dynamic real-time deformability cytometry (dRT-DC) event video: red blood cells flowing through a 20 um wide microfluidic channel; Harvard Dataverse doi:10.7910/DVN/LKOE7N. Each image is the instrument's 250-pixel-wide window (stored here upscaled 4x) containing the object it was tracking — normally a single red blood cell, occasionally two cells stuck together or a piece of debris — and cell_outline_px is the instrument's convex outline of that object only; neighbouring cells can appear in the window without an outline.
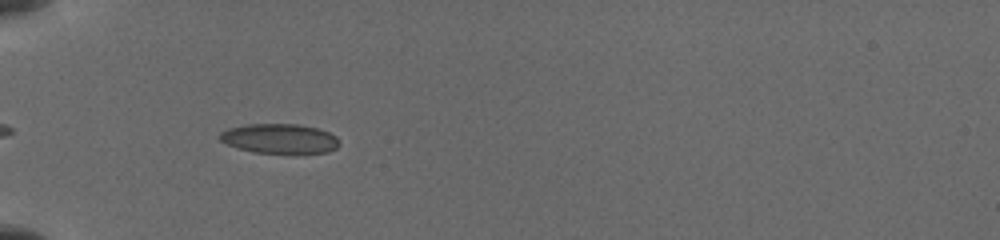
{"species": "common noctule bat (a hibernating species)", "species_latin": "Nyctalus noctula", "temperature_condition": "cold", "stored_images_in_passage": 16, "camera_frame_rate_fps": 3000, "um_per_image_px": 0.085, "animal": {"sex": "female", "body_mass_g": 19.5, "forearm_length_mm": 54.1}, "frame": {"image": 1, "passage_image": 5, "time_ms": 1.333, "image_size_px": [1000, 240], "cell_outline_px": [[340, 144], [336, 148], [328, 152], [252, 152], [228, 144], [220, 140], [220, 132], [228, 128], [248, 124], [296, 124], [316, 128], [328, 132], [336, 136]], "centroid_in_image_um": [23.77, 11.76], "position_along_channel_um": 61.2, "area_um2": 20.23}}
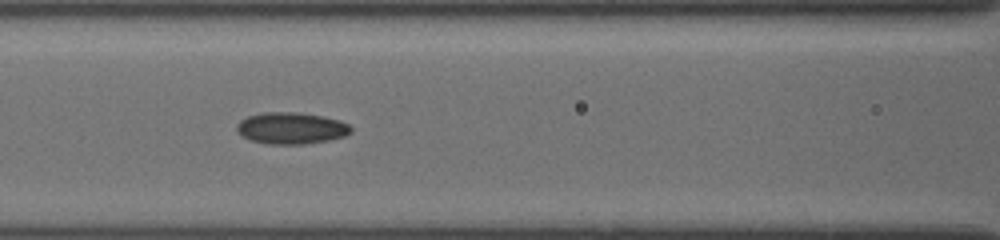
{"frame": {"image": 2, "passage_image": 9, "time_ms": 3.667, "image_size_px": [1000, 240], "cell_outline_px": [[352, 132], [344, 136], [328, 140], [304, 144], [268, 144], [252, 140], [244, 136], [236, 128], [236, 124], [240, 120], [248, 116], [260, 112], [300, 112], [324, 116], [340, 120], [348, 124], [352, 128]], "centroid_in_image_um": [24.78, 10.88], "position_along_channel_um": 141.8, "area_um2": 21.1}}
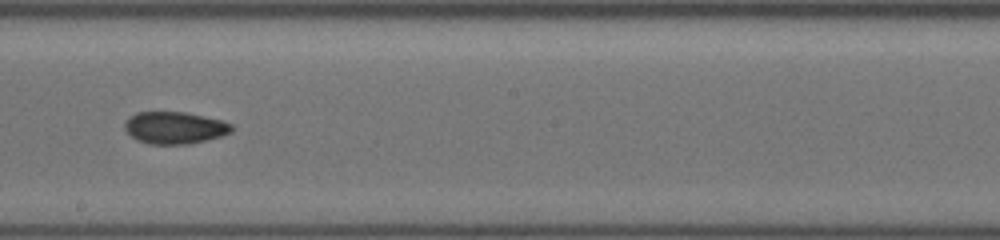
{"frame": {"image": 3, "passage_image": 15, "time_ms": 6.0, "image_size_px": [1000, 240], "cell_outline_px": [[232, 132], [220, 136], [188, 144], [148, 144], [136, 140], [124, 128], [124, 124], [136, 112], [184, 112], [224, 120], [232, 124]], "centroid_in_image_um": [14.86, 10.86], "position_along_channel_um": 233.3, "area_um2": 19.88}}